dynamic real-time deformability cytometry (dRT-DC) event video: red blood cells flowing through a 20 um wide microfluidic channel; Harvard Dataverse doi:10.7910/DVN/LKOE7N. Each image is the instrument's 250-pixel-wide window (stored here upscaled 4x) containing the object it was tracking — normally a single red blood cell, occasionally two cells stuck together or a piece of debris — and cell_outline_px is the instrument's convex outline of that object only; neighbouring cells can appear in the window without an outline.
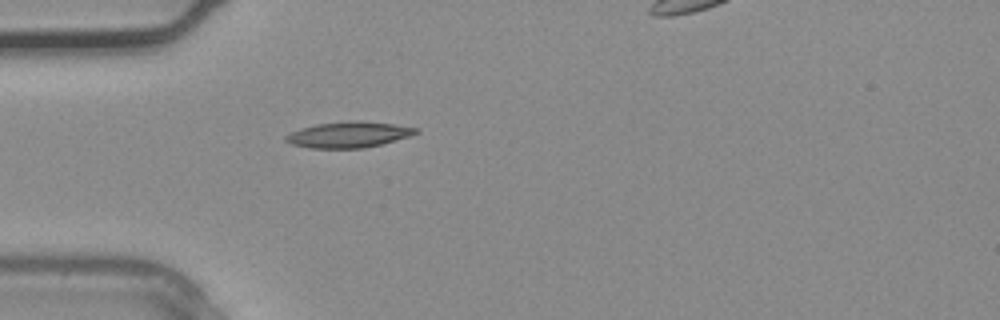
{"species": "common noctule bat (a hibernating species)", "species_latin": "Nyctalus noctula", "temperature_condition": "warm", "stored_images_in_passage": 2, "segment_of_instrument_passage": [1, 2], "camera_frame_rate_fps": 3000, "um_per_image_px": 0.085, "animal": {"sex": "male", "body_mass_g": 20.4}, "frame": {"image": 1, "passage_image": 1, "time_ms": 0.0, "image_size_px": [1000, 320], "cell_outline_px": [[420, 132], [412, 136], [364, 148], [308, 148], [292, 144], [284, 140], [284, 136], [300, 128], [316, 124], [348, 120], [356, 120], [392, 124], [420, 128]], "centroid_in_image_um": [29.65, 11.44], "position_along_channel_um": 55.4, "area_um2": 19.77}}